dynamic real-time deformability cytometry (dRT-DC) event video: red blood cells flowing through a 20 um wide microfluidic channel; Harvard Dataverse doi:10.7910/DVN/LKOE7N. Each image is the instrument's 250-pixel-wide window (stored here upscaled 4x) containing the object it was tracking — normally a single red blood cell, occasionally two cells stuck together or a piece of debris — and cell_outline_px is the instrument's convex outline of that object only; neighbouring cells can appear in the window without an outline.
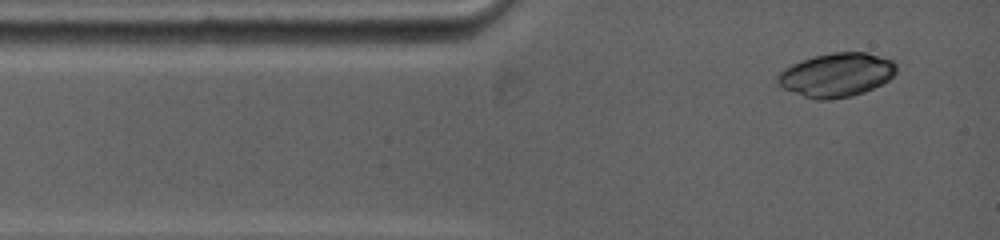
{"species": "common noctule bat (a hibernating species)", "species_latin": "Nyctalus noctula", "temperature_condition": "warm", "stored_images_in_passage": 46, "camera_frame_rate_fps": 5000, "um_per_image_px": 0.085, "animal": {"sex": "female", "body_mass_g": 19.0, "forearm_length_mm": 53.3}, "frame": {"image": 1, "passage_image": 1, "time_ms": 0.0, "image_size_px": [1000, 240], "cell_outline_px": [[896, 72], [888, 80], [864, 92], [852, 96], [828, 100], [816, 100], [804, 96], [784, 88], [776, 84], [776, 76], [784, 68], [800, 60], [812, 56], [832, 52], [868, 52], [892, 60], [896, 64]], "centroid_in_image_um": [71.07, 6.36], "position_along_channel_um": 13.9, "area_um2": 30.46}}
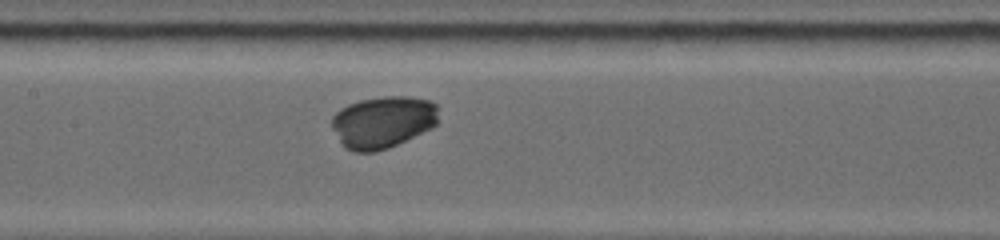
{"frame": {"image": 2, "passage_image": 20, "time_ms": 5.0, "image_size_px": [1000, 240], "cell_outline_px": [[436, 124], [432, 128], [388, 148], [376, 152], [352, 152], [344, 148], [332, 128], [332, 116], [340, 108], [348, 104], [360, 100], [384, 96], [412, 96], [428, 100], [436, 104]], "centroid_in_image_um": [32.51, 10.38], "position_along_channel_um": 174.9, "area_um2": 32.43}}
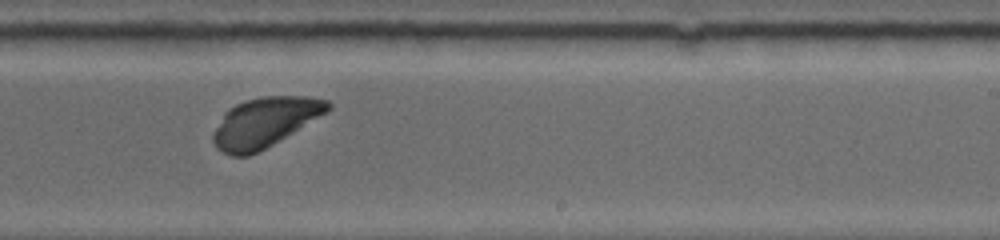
{"frame": {"image": 3, "passage_image": 33, "time_ms": 7.4, "image_size_px": [1000, 240], "cell_outline_px": [[332, 108], [328, 112], [272, 144], [248, 156], [232, 156], [216, 148], [212, 140], [212, 132], [224, 112], [228, 108], [244, 100], [264, 96], [304, 96], [328, 100], [332, 104]], "centroid_in_image_um": [22.49, 10.38], "position_along_channel_um": 266.5, "area_um2": 33.12}}